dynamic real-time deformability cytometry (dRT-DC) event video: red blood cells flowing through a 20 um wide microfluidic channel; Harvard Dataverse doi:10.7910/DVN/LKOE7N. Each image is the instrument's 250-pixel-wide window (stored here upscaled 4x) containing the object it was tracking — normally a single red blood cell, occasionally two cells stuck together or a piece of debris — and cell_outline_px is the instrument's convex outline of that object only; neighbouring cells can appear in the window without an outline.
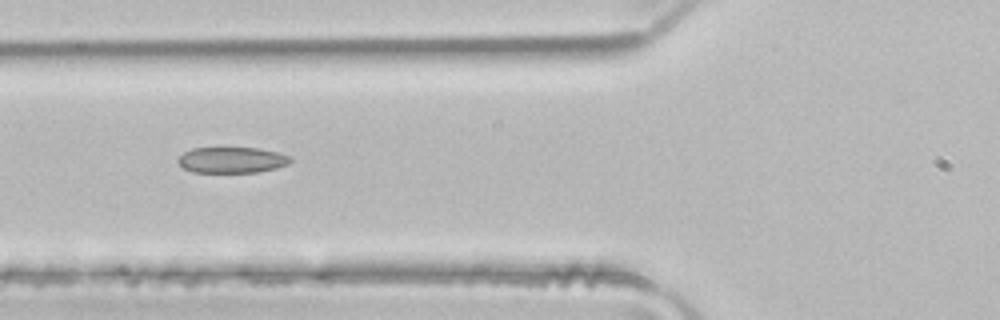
{"species": "common noctule bat (a hibernating species)", "species_latin": "Nyctalus noctula", "temperature_condition": "room temperature", "stored_images_in_passage": 3, "camera_frame_rate_fps": 3000, "um_per_image_px": 0.085, "animal": {"sex": "male", "body_mass_g": 21.5, "forearm_length_mm": 52.0}, "frame": {"image": 1, "passage_image": 3, "time_ms": 0.667, "image_size_px": [1000, 320], "cell_outline_px": [[292, 160], [288, 164], [276, 168], [256, 172], [192, 172], [184, 168], [176, 160], [184, 152], [192, 148], [260, 148], [292, 156]], "centroid_in_image_um": [19.72, 13.59], "position_along_channel_um": 106.1, "area_um2": 16.94}}